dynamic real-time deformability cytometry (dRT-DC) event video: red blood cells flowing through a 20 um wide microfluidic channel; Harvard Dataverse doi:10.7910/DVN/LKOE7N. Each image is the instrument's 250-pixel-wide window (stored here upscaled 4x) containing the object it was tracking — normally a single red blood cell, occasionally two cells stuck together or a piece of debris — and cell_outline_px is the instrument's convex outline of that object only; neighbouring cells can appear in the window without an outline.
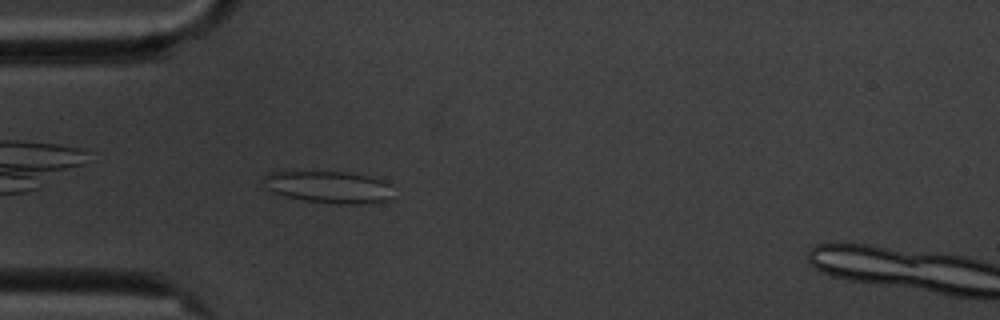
{"species": "common noctule bat (a hibernating species)", "species_latin": "Nyctalus noctula", "temperature_condition": "cold", "stored_images_in_passage": 4, "camera_frame_rate_fps": 3000, "um_per_image_px": 0.085, "animal": {"sex": "male", "body_mass_g": 20.1, "forearm_length_mm": 53.5}, "frame": {"image": 1, "passage_image": 4, "time_ms": 3.333, "image_size_px": [1000, 320], "cell_outline_px": [[392, 200], [360, 204], [340, 204], [308, 200], [284, 196], [272, 192], [268, 188], [264, 176], [268, 172], [344, 172], [368, 176], [384, 180], [388, 184]], "centroid_in_image_um": [27.98, 15.9], "position_along_channel_um": 57.0, "area_um2": 23.76}}